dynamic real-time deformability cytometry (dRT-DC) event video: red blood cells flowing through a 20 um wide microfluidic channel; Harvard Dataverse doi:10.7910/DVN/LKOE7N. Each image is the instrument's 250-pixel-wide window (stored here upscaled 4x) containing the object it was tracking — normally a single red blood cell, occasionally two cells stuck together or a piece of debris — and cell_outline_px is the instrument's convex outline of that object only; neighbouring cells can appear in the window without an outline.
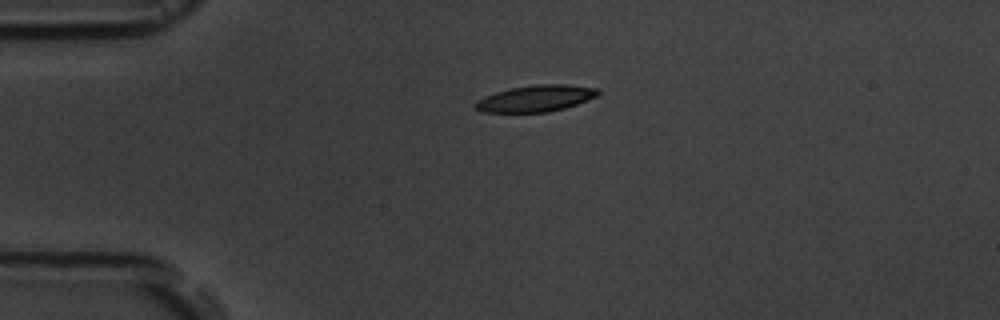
{"species": "common noctule bat (a hibernating species)", "species_latin": "Nyctalus noctula", "temperature_condition": "room temperature", "stored_images_in_passage": 4, "camera_frame_rate_fps": 3000, "um_per_image_px": 0.085, "animal": {"sex": "male", "body_mass_g": 19.5, "forearm_length_mm": 54.6}, "frame": {"image": 1, "passage_image": 4, "time_ms": 4.333, "image_size_px": [1000, 320], "cell_outline_px": [[600, 92], [596, 96], [576, 104], [564, 108], [548, 112], [480, 112], [472, 108], [472, 104], [476, 100], [484, 96], [496, 92], [512, 88], [536, 84], [568, 84], [600, 88]], "centroid_in_image_um": [45.49, 8.36], "position_along_channel_um": 39.5, "area_um2": 19.07}}